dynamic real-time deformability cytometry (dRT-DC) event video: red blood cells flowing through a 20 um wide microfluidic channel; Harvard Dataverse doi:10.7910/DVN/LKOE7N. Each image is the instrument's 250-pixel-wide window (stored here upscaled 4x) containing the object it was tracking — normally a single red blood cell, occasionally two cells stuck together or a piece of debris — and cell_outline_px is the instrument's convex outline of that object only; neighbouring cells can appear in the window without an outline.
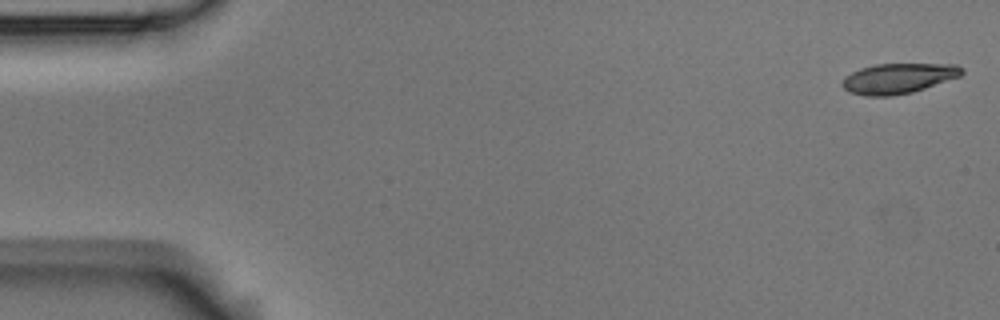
{"species": "Egyptian fruit bat (a non-hibernating species)", "species_latin": "Rousettus aegyptiacus", "temperature_condition": "room temperature", "stored_images_in_passage": 5, "camera_frame_rate_fps": 3000, "um_per_image_px": 0.085, "animal": {"sex": "male"}, "frame": {"image": 1, "passage_image": 1, "time_ms": 0.0, "image_size_px": [1000, 320], "cell_outline_px": [[964, 72], [960, 76], [912, 92], [888, 96], [864, 96], [848, 92], [840, 84], [844, 76], [860, 68], [876, 64], [956, 64], [964, 68]], "centroid_in_image_um": [76.32, 6.66], "position_along_channel_um": 8.7, "area_um2": 21.1}}
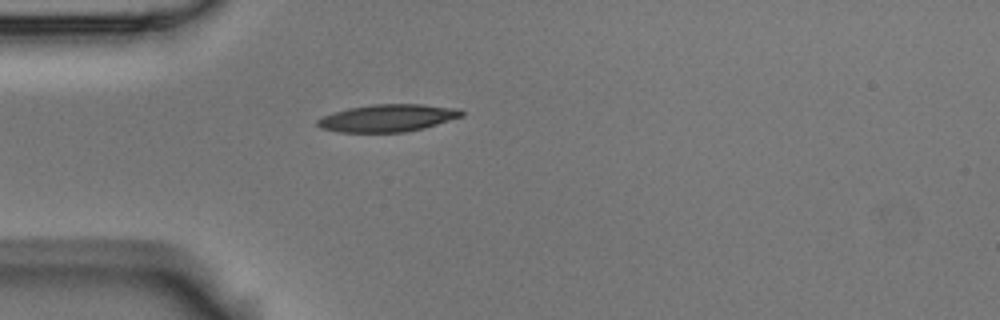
{"frame": {"image": 2, "passage_image": 5, "time_ms": 1.333, "image_size_px": [1000, 320], "cell_outline_px": [[464, 116], [424, 128], [404, 132], [340, 132], [320, 128], [316, 124], [316, 120], [324, 116], [348, 108], [372, 104], [420, 104], [460, 108], [464, 112]], "centroid_in_image_um": [32.99, 10.03], "position_along_channel_um": 52.0, "area_um2": 23.0}}